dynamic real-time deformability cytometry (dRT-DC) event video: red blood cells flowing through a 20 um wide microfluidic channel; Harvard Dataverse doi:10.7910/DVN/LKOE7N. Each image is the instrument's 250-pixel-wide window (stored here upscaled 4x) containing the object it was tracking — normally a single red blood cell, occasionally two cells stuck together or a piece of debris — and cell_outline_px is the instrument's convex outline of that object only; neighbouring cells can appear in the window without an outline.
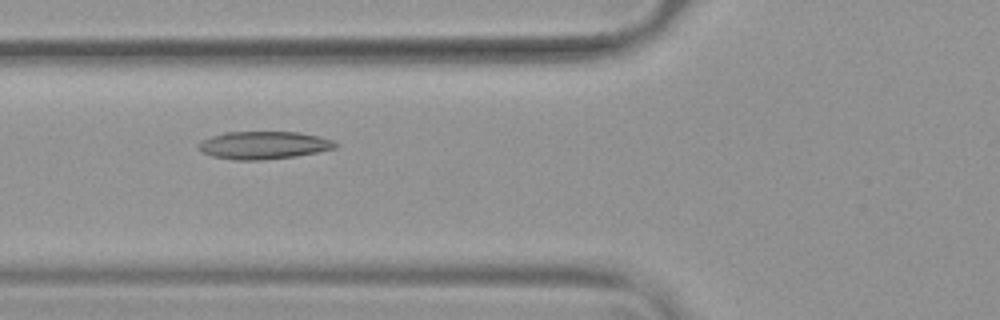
{"species": "common noctule bat (a hibernating species)", "species_latin": "Nyctalus noctula", "temperature_condition": "warm", "stored_images_in_passage": 54, "camera_frame_rate_fps": 3000, "um_per_image_px": 0.085, "animal": {"sex": "female", "body_mass_g": 19.9}, "frame": {"image": 1, "passage_image": 21, "time_ms": 6.667, "image_size_px": [1000, 320], "cell_outline_px": [[340, 144], [336, 148], [296, 156], [260, 160], [236, 160], [212, 156], [200, 152], [196, 148], [196, 144], [200, 140], [224, 132], [300, 132], [320, 136], [332, 140]], "centroid_in_image_um": [22.37, 12.34], "position_along_channel_um": 103.4, "area_um2": 22.37}}
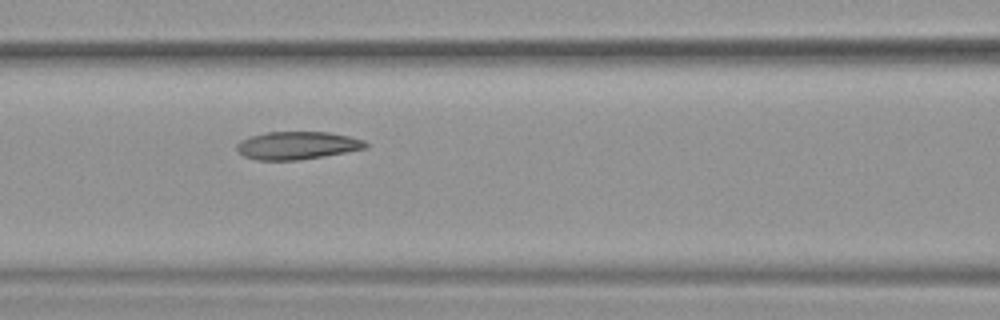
{"frame": {"image": 2, "passage_image": 24, "time_ms": 7.667, "image_size_px": [1000, 320], "cell_outline_px": [[368, 148], [324, 156], [300, 160], [256, 160], [244, 156], [236, 148], [236, 144], [240, 140], [252, 136], [268, 132], [328, 132], [348, 136], [364, 140], [368, 144]], "centroid_in_image_um": [25.27, 12.37], "position_along_channel_um": 141.3, "area_um2": 20.87}}
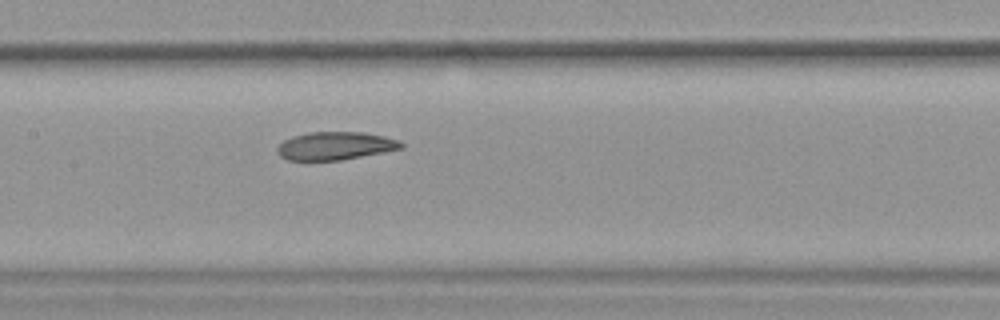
{"frame": {"image": 3, "passage_image": 27, "time_ms": 8.667, "image_size_px": [1000, 320], "cell_outline_px": [[404, 148], [340, 160], [304, 164], [288, 160], [280, 156], [276, 152], [276, 148], [284, 140], [292, 136], [308, 132], [364, 132], [384, 136], [400, 140], [404, 144]], "centroid_in_image_um": [28.42, 12.44], "position_along_channel_um": 179.0, "area_um2": 21.04}, "authors_computed_cell_mechanics": {"area_um2": 22.5998, "velocity_mm_per_s": 3.7694, "shape_relaxation_time_tau1_ms": null, "shape_relaxation_time_tau2_ms": 3.1138, "deformation_change_tau1": null, "deformation_change_tau2": 0.0963}}